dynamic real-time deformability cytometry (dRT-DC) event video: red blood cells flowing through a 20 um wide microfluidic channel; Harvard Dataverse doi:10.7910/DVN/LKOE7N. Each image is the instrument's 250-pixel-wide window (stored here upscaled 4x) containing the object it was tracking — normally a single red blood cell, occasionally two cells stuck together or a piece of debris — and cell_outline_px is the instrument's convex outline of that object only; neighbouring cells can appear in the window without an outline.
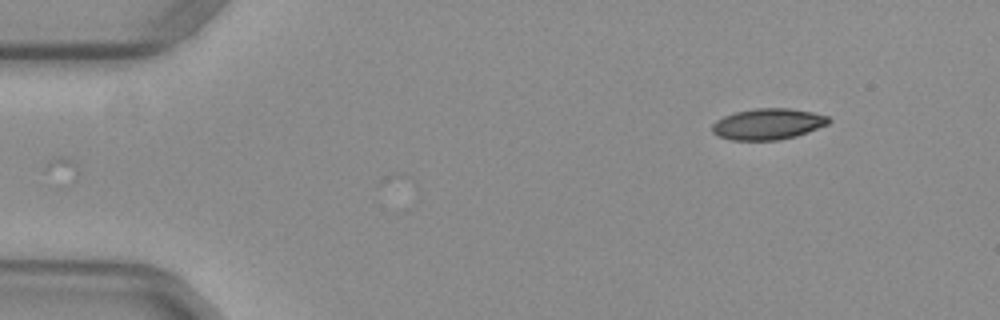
{"species": "common noctule bat (a hibernating species)", "species_latin": "Nyctalus noctula", "temperature_condition": "warm", "stored_images_in_passage": 40, "camera_frame_rate_fps": 3000, "um_per_image_px": 0.085, "animal": {"sex": "female", "body_mass_g": 29.2, "forearm_length_mm": 56.3}, "frame": {"image": 1, "passage_image": 1, "time_ms": 0.0, "image_size_px": [1000, 320], "cell_outline_px": [[832, 120], [828, 124], [808, 132], [796, 136], [776, 140], [732, 140], [720, 136], [712, 132], [712, 124], [716, 120], [724, 116], [736, 112], [756, 108], [792, 108], [812, 112], [828, 116]], "centroid_in_image_um": [65.29, 10.53], "position_along_channel_um": 19.7, "area_um2": 21.1}}
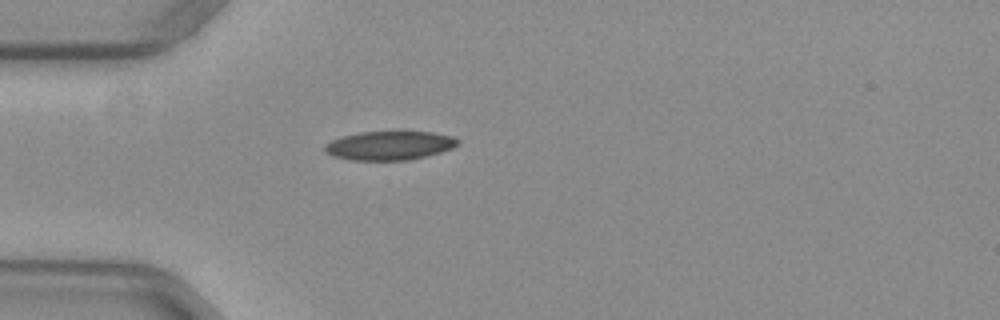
{"frame": {"image": 2, "passage_image": 10, "time_ms": 3.0, "image_size_px": [1000, 320], "cell_outline_px": [[460, 140], [452, 148], [440, 152], [408, 160], [352, 160], [332, 156], [324, 152], [324, 144], [332, 140], [344, 136], [360, 132], [432, 132], [452, 136]], "centroid_in_image_um": [33.07, 12.37], "position_along_channel_um": 51.9, "area_um2": 22.2}}
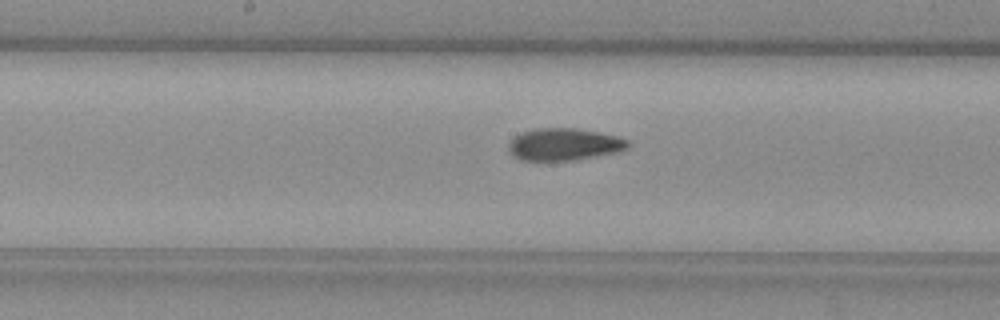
{"frame": {"image": 3, "passage_image": 22, "time_ms": 7.0, "image_size_px": [1000, 320], "cell_outline_px": [[628, 148], [620, 152], [576, 160], [524, 160], [512, 156], [508, 152], [508, 144], [520, 132], [536, 128], [576, 128], [600, 132], [616, 136], [628, 140]], "centroid_in_image_um": [47.95, 12.27], "position_along_channel_um": 200.2, "area_um2": 22.54}, "authors_computed_cell_mechanics": {"area_um2": 21.964, "velocity_mm_per_s": 3.969, "shape_relaxation_time_tau1_ms": null, "shape_relaxation_time_tau2_ms": 2.392, "deformation_change_tau1": null, "deformation_change_tau2": 0.0844}}